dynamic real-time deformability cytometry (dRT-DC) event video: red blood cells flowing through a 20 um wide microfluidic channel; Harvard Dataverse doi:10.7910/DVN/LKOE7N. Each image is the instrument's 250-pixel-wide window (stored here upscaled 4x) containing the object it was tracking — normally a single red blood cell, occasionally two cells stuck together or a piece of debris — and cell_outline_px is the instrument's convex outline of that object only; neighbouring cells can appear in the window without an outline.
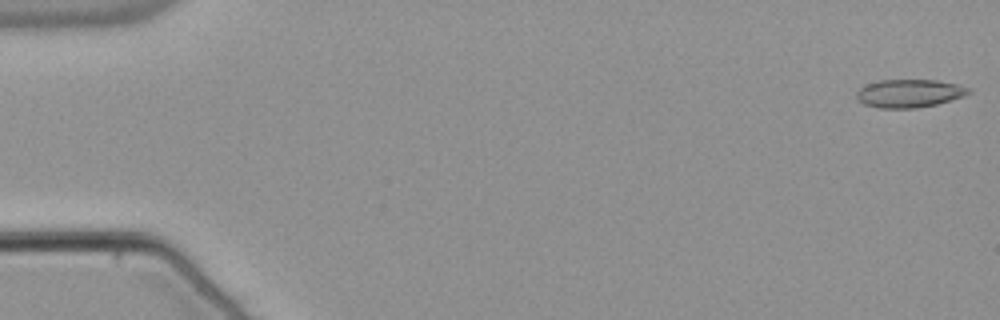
{"species": "common noctule bat (a hibernating species)", "species_latin": "Nyctalus noctula", "temperature_condition": "warm", "stored_images_in_passage": 53, "camera_frame_rate_fps": 3000, "um_per_image_px": 0.085, "animal": {"sex": "male", "body_mass_g": 21.5, "forearm_length_mm": 52.0}, "frame": {"image": 1, "passage_image": 1, "time_ms": 0.0, "image_size_px": [1000, 320], "cell_outline_px": [[972, 92], [964, 96], [936, 104], [916, 108], [880, 108], [864, 104], [856, 100], [856, 92], [860, 88], [876, 80], [936, 80], [956, 84], [968, 88]], "centroid_in_image_um": [77.25, 7.93], "position_along_channel_um": 7.7, "area_um2": 18.32}}
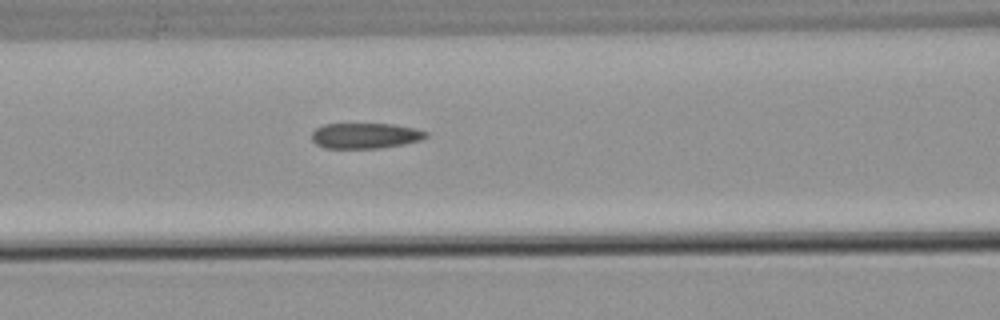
{"frame": {"image": 2, "passage_image": 23, "time_ms": 7.333, "image_size_px": [1000, 320], "cell_outline_px": [[428, 136], [420, 140], [404, 144], [380, 148], [324, 148], [316, 144], [312, 140], [312, 132], [316, 128], [324, 124], [392, 124], [412, 128], [428, 132]], "centroid_in_image_um": [31.03, 11.54], "position_along_channel_um": 135.6, "area_um2": 16.94}}
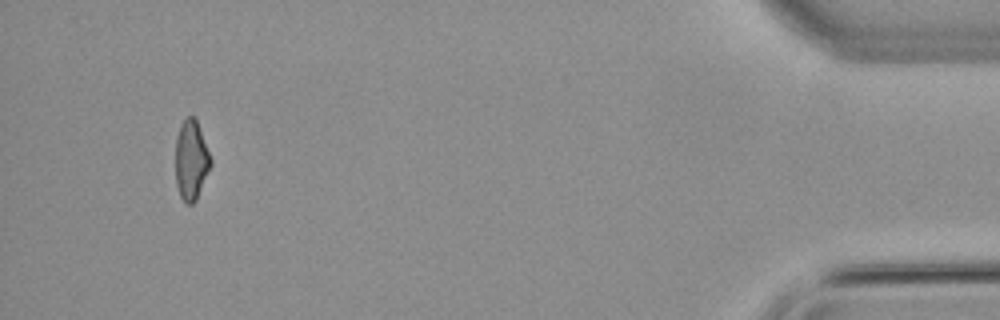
{"frame": {"image": 3, "passage_image": 51, "time_ms": 16.667, "image_size_px": [1000, 320], "cell_outline_px": [[212, 164], [196, 200], [192, 204], [188, 204], [180, 196], [176, 184], [176, 136], [180, 124], [188, 116], [196, 116], [212, 160]], "centroid_in_image_um": [16.26, 13.57], "position_along_channel_um": 418.9, "area_um2": 16.47}, "authors_computed_cell_mechanics": {"area_um2": 17.8024, "velocity_mm_per_s": 3.8313, "shape_relaxation_time_tau1_ms": null, "shape_relaxation_time_tau2_ms": 2.7241, "deformation_change_tau1": null, "deformation_change_tau2": 0.107}}